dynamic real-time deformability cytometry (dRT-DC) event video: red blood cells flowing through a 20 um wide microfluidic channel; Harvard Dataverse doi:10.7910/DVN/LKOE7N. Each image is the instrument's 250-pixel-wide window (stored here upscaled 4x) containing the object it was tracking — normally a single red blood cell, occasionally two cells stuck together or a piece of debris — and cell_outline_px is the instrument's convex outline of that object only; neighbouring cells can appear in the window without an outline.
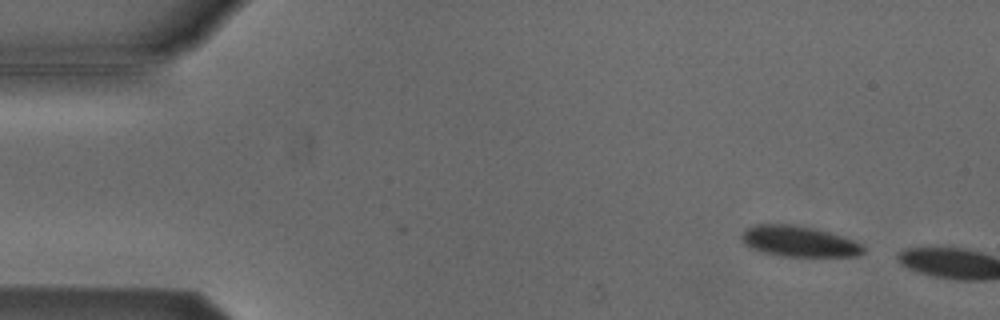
{"species": "Egyptian fruit bat (a non-hibernating species)", "species_latin": "Rousettus aegyptiacus", "temperature_condition": "cold", "stored_images_in_passage": 3, "camera_frame_rate_fps": 3000, "um_per_image_px": 0.085, "animal": {"sex": "male"}, "frame": {"image": 1, "passage_image": 1, "time_ms": 0.0, "image_size_px": [1000, 320], "cell_outline_px": [[864, 252], [860, 256], [780, 256], [760, 252], [744, 244], [740, 240], [740, 236], [748, 228], [756, 224], [792, 224], [812, 228], [828, 232], [852, 240], [860, 244], [864, 248]], "centroid_in_image_um": [67.86, 20.52], "position_along_channel_um": 17.1, "area_um2": 21.68}}